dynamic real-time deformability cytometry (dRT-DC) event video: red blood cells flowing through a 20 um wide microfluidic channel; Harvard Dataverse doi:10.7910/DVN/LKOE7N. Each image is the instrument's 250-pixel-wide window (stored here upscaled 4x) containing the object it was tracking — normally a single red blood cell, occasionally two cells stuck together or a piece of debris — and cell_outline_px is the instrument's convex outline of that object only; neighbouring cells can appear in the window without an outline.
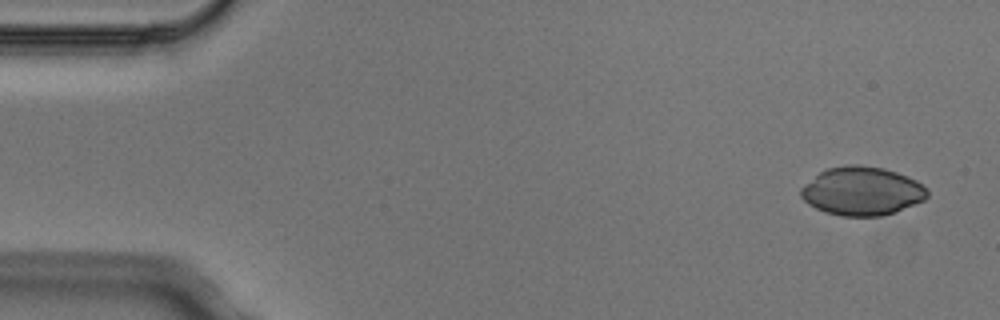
{"species": "Egyptian fruit bat (a non-hibernating species)", "species_latin": "Rousettus aegyptiacus", "temperature_condition": "cold", "stored_images_in_passage": 4, "camera_frame_rate_fps": 3000, "um_per_image_px": 0.085, "animal": {"sex": "male"}, "frame": {"image": 1, "passage_image": 1, "time_ms": 0.0, "image_size_px": [1000, 320], "cell_outline_px": [[928, 196], [924, 200], [896, 212], [880, 216], [840, 216], [824, 212], [808, 204], [800, 196], [800, 188], [804, 184], [820, 172], [828, 168], [848, 164], [856, 164], [884, 168], [908, 176], [916, 180], [928, 192]], "centroid_in_image_um": [73.25, 16.25], "position_along_channel_um": 11.8, "area_um2": 35.84}}